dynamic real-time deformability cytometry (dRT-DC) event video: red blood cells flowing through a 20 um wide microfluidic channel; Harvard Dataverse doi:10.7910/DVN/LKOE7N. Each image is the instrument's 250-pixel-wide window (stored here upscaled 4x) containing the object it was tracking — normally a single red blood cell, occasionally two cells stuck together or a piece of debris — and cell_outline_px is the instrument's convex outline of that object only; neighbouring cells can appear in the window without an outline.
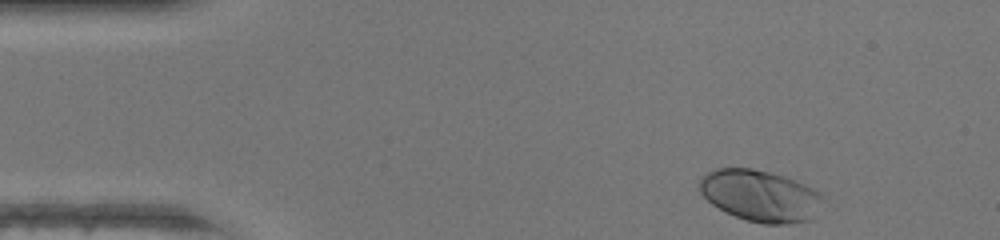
{"species": "human", "species_latin": "Homo sapiens", "temperature_condition": "warm", "stored_images_in_passage": 43, "camera_frame_rate_fps": 3000, "um_per_image_px": 0.085, "donor": {"sex": "female"}, "frame": {"image": 1, "passage_image": 1, "time_ms": 0.0, "image_size_px": [1000, 240], "cell_outline_px": [[824, 196], [812, 220], [788, 224], [764, 224], [748, 220], [736, 216], [712, 204], [700, 192], [700, 176], [716, 168], [752, 168], [784, 176], [804, 184], [820, 192]], "centroid_in_image_um": [64.63, 16.63], "position_along_channel_um": 20.4, "area_um2": 36.82}}
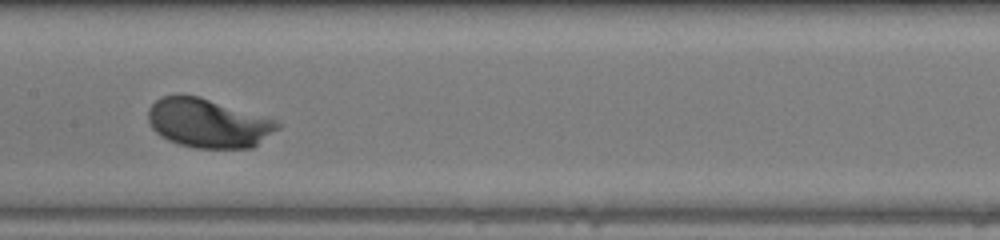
{"frame": {"image": 2, "passage_image": 19, "time_ms": 6.0, "image_size_px": [1000, 240], "cell_outline_px": [[284, 124], [280, 128], [252, 148], [196, 148], [180, 144], [168, 140], [160, 136], [152, 128], [148, 120], [148, 108], [160, 96], [176, 92], [180, 92], [200, 96]], "centroid_in_image_um": [17.62, 10.44], "position_along_channel_um": 189.8, "area_um2": 37.11}}
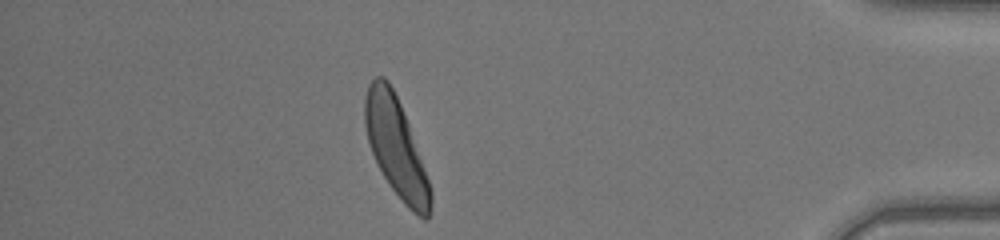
{"frame": {"image": 3, "passage_image": 37, "time_ms": 12.0, "image_size_px": [1000, 240], "cell_outline_px": [[432, 204], [428, 220], [424, 220], [412, 212], [404, 204], [392, 188], [384, 176], [368, 144], [364, 124], [364, 96], [368, 84], [376, 76], [384, 76], [388, 80], [400, 104], [408, 124], [432, 188]], "centroid_in_image_um": [33.66, 12.53], "position_along_channel_um": 401.5, "area_um2": 37.63}, "authors_computed_cell_mechanics": {"area_um2": 36.0672, "velocity_mm_per_s": 4.3183, "shape_relaxation_time_tau1_ms": 1.1315, "shape_relaxation_time_tau2_ms": null, "deformation_change_tau1": 0.1229, "deformation_change_tau2": null}}